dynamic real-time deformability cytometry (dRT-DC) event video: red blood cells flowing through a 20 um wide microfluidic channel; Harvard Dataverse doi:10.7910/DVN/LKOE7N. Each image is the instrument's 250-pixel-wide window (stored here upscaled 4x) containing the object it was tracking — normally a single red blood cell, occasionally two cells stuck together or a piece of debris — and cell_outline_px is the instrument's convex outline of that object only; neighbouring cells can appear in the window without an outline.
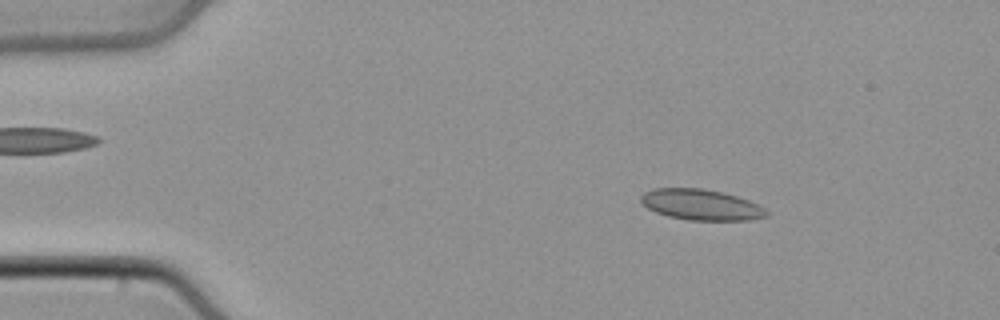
{"species": "common noctule bat (a hibernating species)", "species_latin": "Nyctalus noctula", "temperature_condition": "cold", "stored_images_in_passage": 48, "camera_frame_rate_fps": 3000, "um_per_image_px": 0.085, "animal": {"sex": "male", "body_mass_g": 21.5, "forearm_length_mm": 52.0}, "frame": {"image": 1, "passage_image": 7, "time_ms": 2.0, "image_size_px": [1000, 320], "cell_outline_px": [[768, 216], [748, 220], [688, 220], [668, 216], [656, 212], [648, 208], [640, 200], [640, 196], [644, 192], [652, 188], [704, 188], [736, 196], [748, 200], [764, 208], [768, 212]], "centroid_in_image_um": [59.57, 17.4], "position_along_channel_um": 25.4, "area_um2": 22.43}}
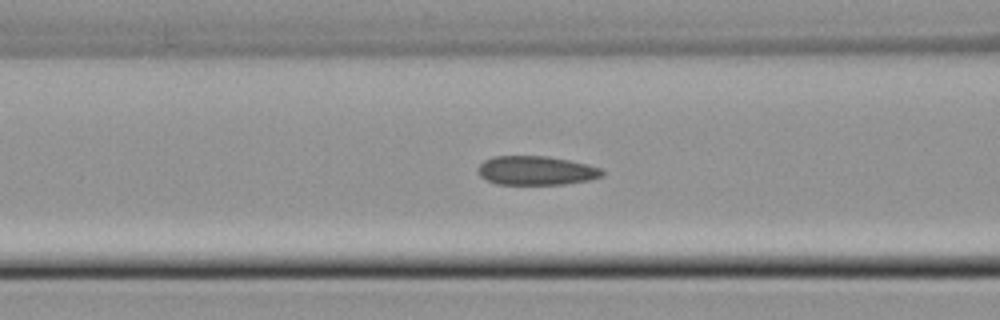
{"frame": {"image": 2, "passage_image": 19, "time_ms": 6.0, "image_size_px": [1000, 320], "cell_outline_px": [[604, 176], [588, 180], [564, 184], [496, 184], [480, 176], [476, 168], [484, 160], [492, 156], [548, 156], [588, 164], [600, 168], [604, 172]], "centroid_in_image_um": [45.56, 14.49], "position_along_channel_um": 121.0, "area_um2": 21.04}}
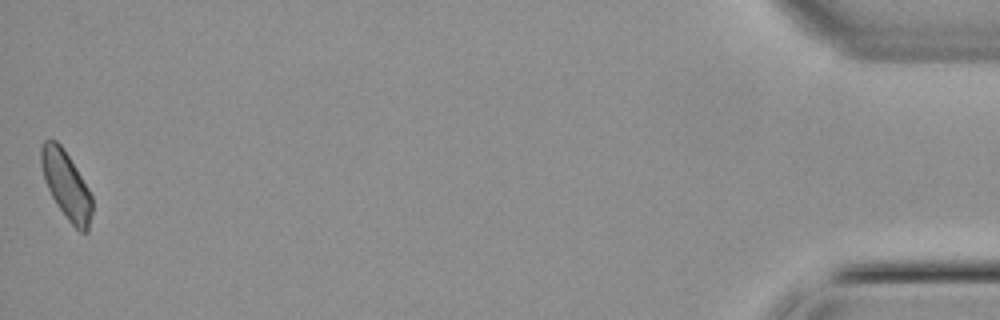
{"frame": {"image": 3, "passage_image": 48, "time_ms": 15.667, "image_size_px": [1000, 320], "cell_outline_px": [[92, 212], [88, 232], [80, 232], [68, 220], [56, 204], [44, 180], [40, 164], [40, 148], [44, 140], [56, 140], [64, 148], [88, 188], [92, 196]], "centroid_in_image_um": [5.62, 15.72], "position_along_channel_um": 429.6, "area_um2": 20.11}}